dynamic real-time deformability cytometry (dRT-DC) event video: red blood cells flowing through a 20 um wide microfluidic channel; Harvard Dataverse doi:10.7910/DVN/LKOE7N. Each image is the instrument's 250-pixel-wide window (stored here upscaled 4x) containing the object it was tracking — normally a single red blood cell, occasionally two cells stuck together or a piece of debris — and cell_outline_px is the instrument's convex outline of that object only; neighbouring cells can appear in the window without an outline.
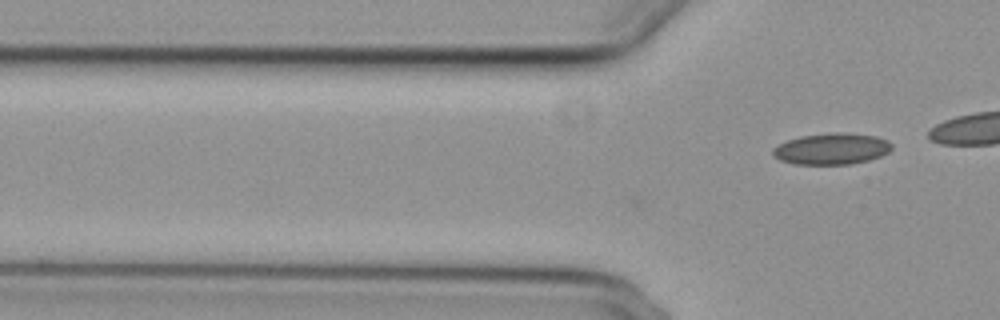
{"species": "common noctule bat (a hibernating species)", "species_latin": "Nyctalus noctula", "temperature_condition": "cold", "stored_images_in_passage": 12, "camera_frame_rate_fps": 3000, "um_per_image_px": 0.085, "animal": {"sex": "female", "body_mass_g": 29.2, "forearm_length_mm": 56.3}, "frame": {"image": 1, "passage_image": 12, "time_ms": 3.667, "image_size_px": [1000, 320], "cell_outline_px": [[892, 148], [888, 152], [880, 156], [868, 160], [852, 164], [792, 164], [780, 160], [772, 156], [772, 148], [788, 140], [800, 136], [832, 132], [844, 132], [876, 136], [888, 140], [892, 144]], "centroid_in_image_um": [70.68, 12.64], "position_along_channel_um": 55.1, "area_um2": 21.85}}